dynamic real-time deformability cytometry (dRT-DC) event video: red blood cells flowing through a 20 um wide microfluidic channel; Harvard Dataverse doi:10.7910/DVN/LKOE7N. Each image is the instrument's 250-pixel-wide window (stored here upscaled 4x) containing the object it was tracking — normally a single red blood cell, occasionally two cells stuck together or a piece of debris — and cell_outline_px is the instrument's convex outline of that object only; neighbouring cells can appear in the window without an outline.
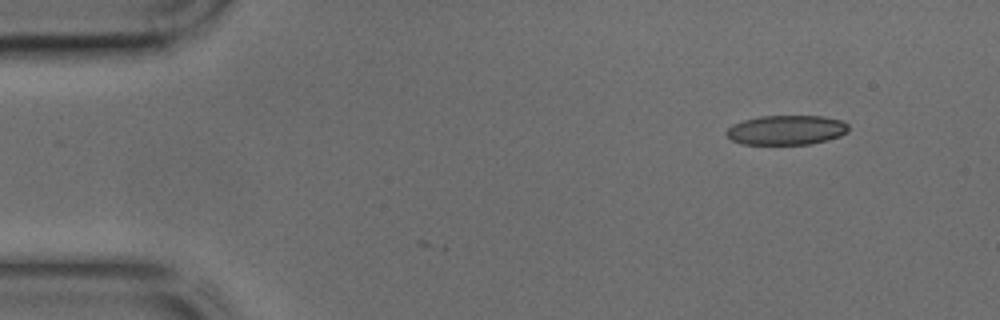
{"species": "common noctule bat (a hibernating species)", "species_latin": "Nyctalus noctula", "temperature_condition": "cold", "stored_images_in_passage": 3, "camera_frame_rate_fps": 3000, "um_per_image_px": 0.085, "animal": {"sex": "male", "body_mass_g": 17.9, "forearm_length_mm": 54.2}, "frame": {"image": 1, "passage_image": 1, "time_ms": 0.0, "image_size_px": [1000, 320], "cell_outline_px": [[848, 132], [840, 136], [828, 140], [808, 144], [740, 144], [732, 140], [724, 132], [732, 124], [744, 120], [760, 116], [824, 116], [844, 120], [848, 124]], "centroid_in_image_um": [66.86, 11.05], "position_along_channel_um": 18.1, "area_um2": 21.21}}